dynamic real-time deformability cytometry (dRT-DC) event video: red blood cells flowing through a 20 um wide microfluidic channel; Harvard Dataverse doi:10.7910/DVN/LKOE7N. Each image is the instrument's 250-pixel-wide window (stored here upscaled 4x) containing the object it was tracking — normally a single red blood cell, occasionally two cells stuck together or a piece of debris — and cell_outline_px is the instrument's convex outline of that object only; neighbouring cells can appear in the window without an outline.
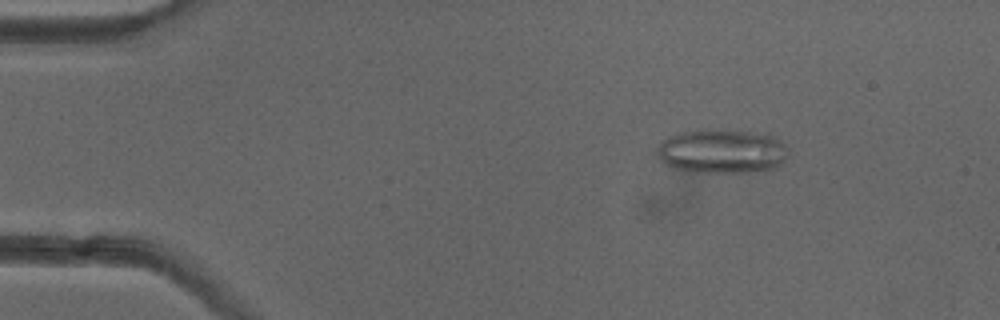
{"species": "common noctule bat (a hibernating species)", "species_latin": "Nyctalus noctula", "temperature_condition": "cold", "stored_images_in_passage": 52, "camera_frame_rate_fps": 3000, "um_per_image_px": 0.085, "animal": {"sex": "female"}, "frame": {"image": 1, "passage_image": 8, "time_ms": 2.333, "image_size_px": [1000, 320], "cell_outline_px": [[788, 148], [784, 160], [776, 168], [744, 172], [704, 172], [680, 168], [668, 164], [660, 156], [660, 144], [668, 136], [676, 132], [748, 132], [772, 136], [780, 140]], "centroid_in_image_um": [61.44, 12.88], "position_along_channel_um": 23.6, "area_um2": 32.02}}
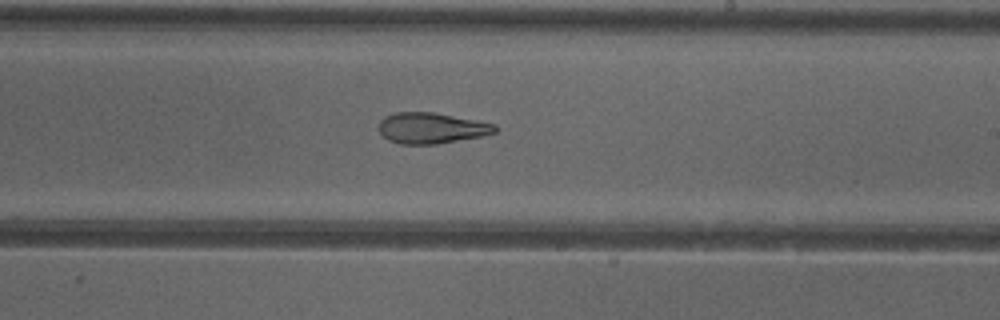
{"frame": {"image": 2, "passage_image": 31, "time_ms": 10.0, "image_size_px": [1000, 320], "cell_outline_px": [[496, 132], [480, 136], [436, 144], [400, 144], [388, 140], [380, 132], [380, 120], [384, 116], [396, 112], [432, 112], [476, 120], [496, 124]], "centroid_in_image_um": [36.65, 10.88], "position_along_channel_um": 252.4, "area_um2": 20.69}}
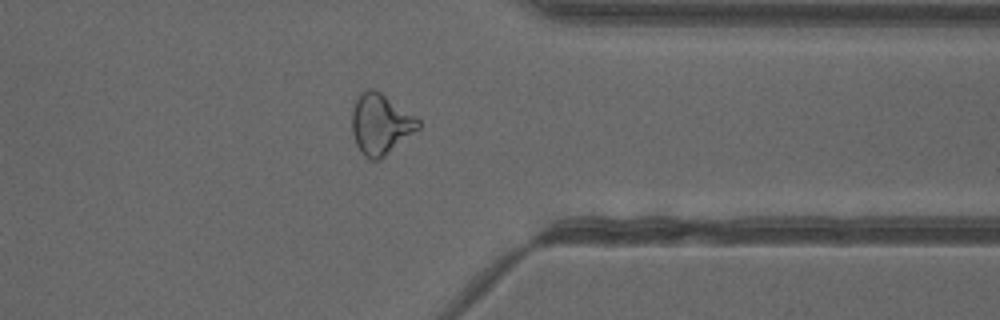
{"frame": {"image": 3, "passage_image": 41, "time_ms": 13.333, "image_size_px": [1000, 320], "cell_outline_px": [[420, 128], [380, 160], [372, 160], [364, 156], [360, 152], [356, 144], [352, 132], [352, 112], [356, 100], [360, 92], [364, 88], [372, 88], [380, 92], [416, 116], [420, 120]], "centroid_in_image_um": [32.34, 10.55], "position_along_channel_um": 379.1, "area_um2": 23.52}, "authors_computed_cell_mechanics": {"area_um2": 25.0563, "velocity_mm_per_s": 4.004, "shape_relaxation_time_tau1_ms": null, "shape_relaxation_time_tau2_ms": 3.4879, "deformation_change_tau1": null, "deformation_change_tau2": 0.1299}}